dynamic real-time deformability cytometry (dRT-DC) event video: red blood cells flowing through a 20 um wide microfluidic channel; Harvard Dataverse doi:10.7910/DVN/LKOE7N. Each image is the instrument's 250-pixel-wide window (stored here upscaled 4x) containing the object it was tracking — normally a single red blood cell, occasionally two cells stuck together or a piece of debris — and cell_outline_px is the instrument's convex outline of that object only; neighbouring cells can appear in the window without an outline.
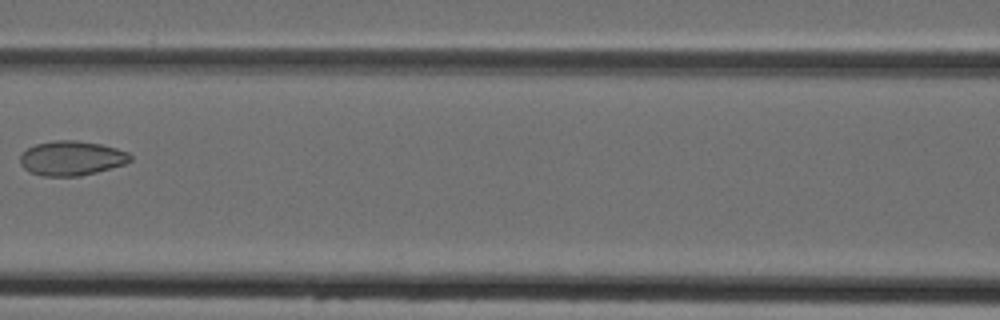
{"species": "Egyptian fruit bat (a non-hibernating species)", "species_latin": "Rousettus aegyptiacus", "temperature_condition": "cold", "stored_images_in_passage": 5, "camera_frame_rate_fps": 3000, "um_per_image_px": 0.085, "animal": {"sex": "female"}, "frame": {"image": 1, "passage_image": 4, "time_ms": 3.667, "image_size_px": [1000, 320], "cell_outline_px": [[132, 160], [124, 164], [96, 172], [80, 176], [44, 176], [32, 172], [24, 168], [20, 164], [20, 156], [28, 148], [36, 144], [56, 140], [76, 140], [100, 144], [116, 148], [128, 152], [132, 156]], "centroid_in_image_um": [6.1, 13.44], "position_along_channel_um": 160.5, "area_um2": 22.02}}
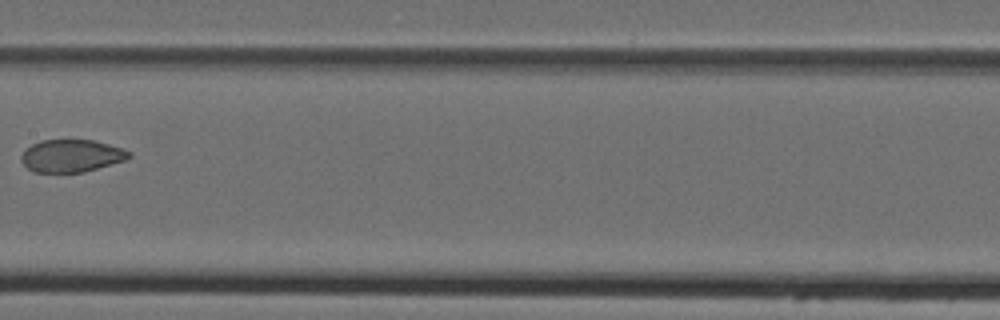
{"frame": {"image": 2, "passage_image": 5, "time_ms": 4.667, "image_size_px": [1000, 320], "cell_outline_px": [[132, 156], [124, 160], [84, 172], [36, 172], [28, 168], [20, 160], [20, 156], [32, 144], [40, 140], [92, 140], [108, 144], [132, 152]], "centroid_in_image_um": [6.07, 13.24], "position_along_channel_um": 201.3, "area_um2": 20.17}}